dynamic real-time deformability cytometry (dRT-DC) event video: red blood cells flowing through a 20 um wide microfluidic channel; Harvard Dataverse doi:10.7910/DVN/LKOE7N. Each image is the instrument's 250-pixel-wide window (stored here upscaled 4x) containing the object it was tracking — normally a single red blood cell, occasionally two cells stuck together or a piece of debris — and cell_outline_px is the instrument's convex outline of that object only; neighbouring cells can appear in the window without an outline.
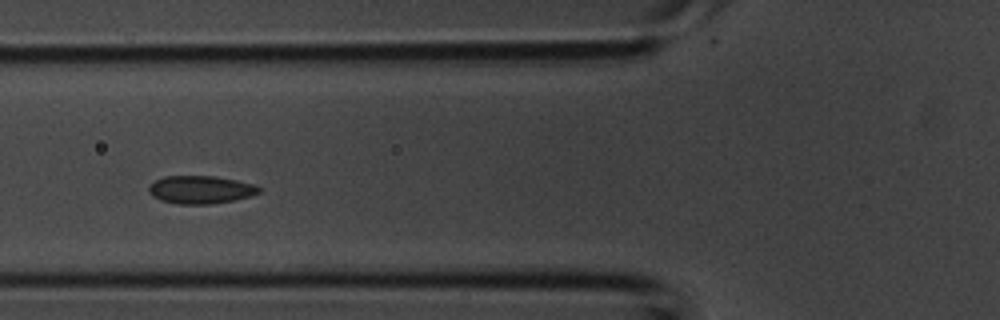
{"species": "common noctule bat (a hibernating species)", "species_latin": "Nyctalus noctula", "temperature_condition": "room temperature", "stored_images_in_passage": 3, "camera_frame_rate_fps": 3000, "um_per_image_px": 0.085, "animal": {"sex": "male", "body_mass_g": 20.1, "forearm_length_mm": 53.5}, "frame": {"image": 1, "passage_image": 3, "time_ms": 0.667, "image_size_px": [1000, 320], "cell_outline_px": [[260, 192], [252, 196], [236, 200], [212, 204], [176, 204], [160, 200], [152, 196], [148, 192], [148, 188], [156, 180], [164, 176], [216, 176], [256, 184], [260, 188]], "centroid_in_image_um": [17.08, 16.13], "position_along_channel_um": 108.7, "area_um2": 18.15}}